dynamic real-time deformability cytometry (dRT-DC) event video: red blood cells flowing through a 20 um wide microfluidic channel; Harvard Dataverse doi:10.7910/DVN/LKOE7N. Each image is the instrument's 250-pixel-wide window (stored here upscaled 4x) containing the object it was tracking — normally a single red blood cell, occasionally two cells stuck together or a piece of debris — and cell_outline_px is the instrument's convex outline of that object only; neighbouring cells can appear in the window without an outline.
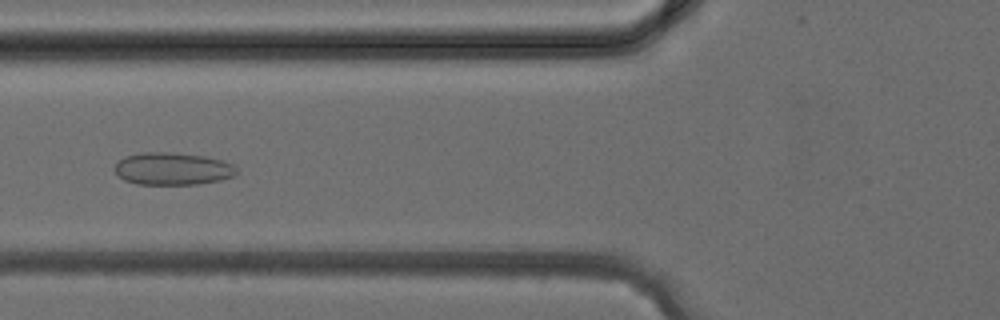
{"species": "common noctule bat (a hibernating species)", "species_latin": "Nyctalus noctula", "temperature_condition": "cold", "stored_images_in_passage": 34, "camera_frame_rate_fps": 3000, "um_per_image_px": 0.085, "animal": {"sex": "female", "body_mass_g": 24.6, "forearm_length_mm": 56.2}, "frame": {"image": 1, "passage_image": 11, "time_ms": 3.333, "image_size_px": [1000, 320], "cell_outline_px": [[236, 176], [220, 180], [196, 184], [136, 184], [124, 180], [112, 168], [124, 156], [144, 152], [164, 152], [204, 156], [236, 164]], "centroid_in_image_um": [14.67, 14.35], "position_along_channel_um": 111.1, "area_um2": 23.0}}
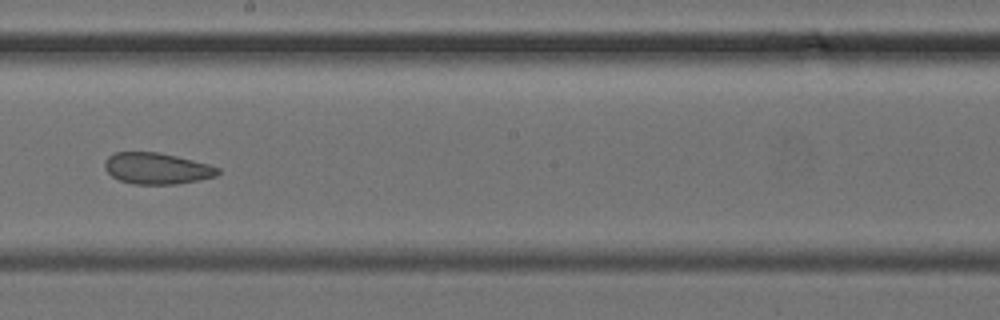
{"frame": {"image": 2, "passage_image": 18, "time_ms": 5.667, "image_size_px": [1000, 320], "cell_outline_px": [[220, 172], [216, 176], [200, 180], [176, 184], [132, 184], [120, 180], [112, 176], [104, 168], [104, 164], [108, 156], [116, 152], [156, 152], [176, 156], [208, 164], [220, 168]], "centroid_in_image_um": [13.33, 14.32], "position_along_channel_um": 234.9, "area_um2": 20.58}}
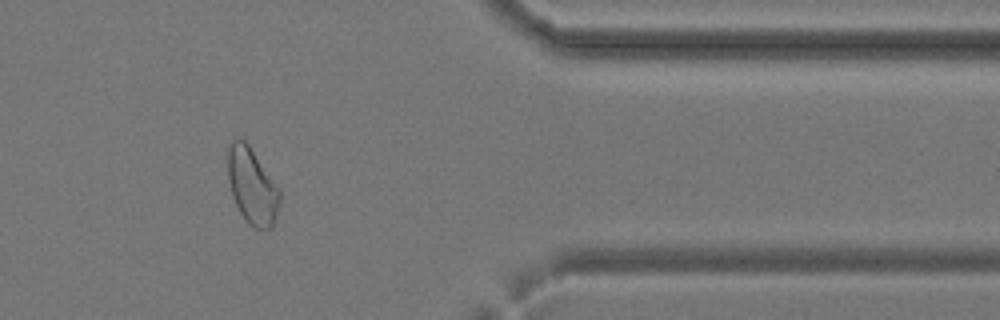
{"frame": {"image": 3, "passage_image": 28, "time_ms": 9.0, "image_size_px": [1000, 320], "cell_outline_px": [[280, 200], [276, 216], [272, 228], [256, 228], [248, 224], [244, 220], [232, 196], [228, 180], [228, 144], [232, 140], [244, 140], [248, 144], [280, 188]], "centroid_in_image_um": [21.43, 15.82], "position_along_channel_um": 390.0, "area_um2": 23.0}}